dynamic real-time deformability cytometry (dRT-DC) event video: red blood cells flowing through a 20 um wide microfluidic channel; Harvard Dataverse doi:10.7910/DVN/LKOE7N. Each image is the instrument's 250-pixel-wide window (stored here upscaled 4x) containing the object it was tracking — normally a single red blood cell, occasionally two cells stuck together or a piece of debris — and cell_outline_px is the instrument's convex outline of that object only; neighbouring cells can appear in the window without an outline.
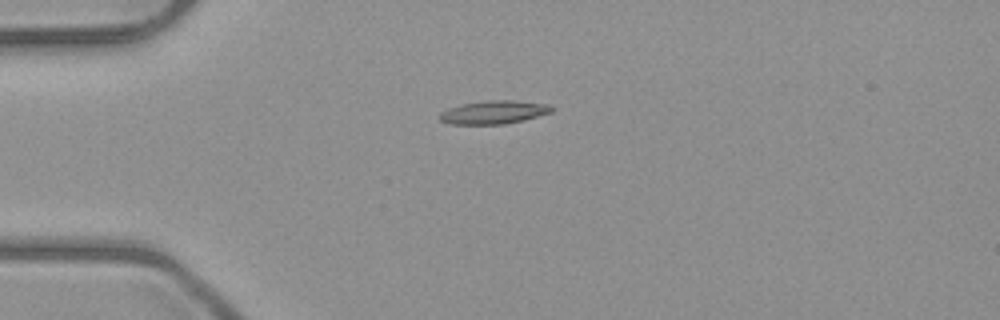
{"species": "common noctule bat (a hibernating species)", "species_latin": "Nyctalus noctula", "temperature_condition": "room temperature", "stored_images_in_passage": 3, "camera_frame_rate_fps": 3000, "um_per_image_px": 0.085, "animal": {"sex": "male", "body_mass_g": 23.1, "forearm_length_mm": 52.7}, "frame": {"image": 1, "passage_image": 1, "time_ms": 0.0, "image_size_px": [1000, 320], "cell_outline_px": [[556, 108], [552, 112], [524, 120], [504, 124], [448, 124], [440, 120], [440, 112], [464, 104], [488, 100], [512, 100], [548, 104]], "centroid_in_image_um": [42.03, 9.54], "position_along_channel_um": 43.0, "area_um2": 15.09}}
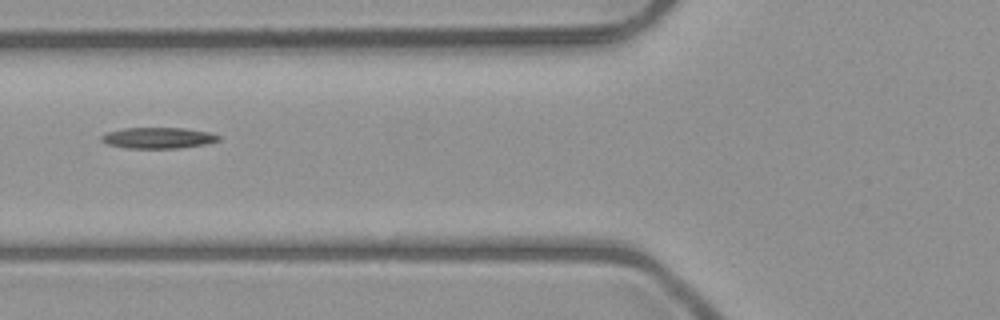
{"frame": {"image": 2, "passage_image": 3, "time_ms": 2.333, "image_size_px": [1000, 320], "cell_outline_px": [[220, 140], [208, 144], [180, 148], [124, 148], [108, 144], [100, 140], [100, 136], [104, 132], [124, 128], [184, 128], [208, 132], [220, 136]], "centroid_in_image_um": [13.41, 11.72], "position_along_channel_um": 112.4, "area_um2": 14.51}}